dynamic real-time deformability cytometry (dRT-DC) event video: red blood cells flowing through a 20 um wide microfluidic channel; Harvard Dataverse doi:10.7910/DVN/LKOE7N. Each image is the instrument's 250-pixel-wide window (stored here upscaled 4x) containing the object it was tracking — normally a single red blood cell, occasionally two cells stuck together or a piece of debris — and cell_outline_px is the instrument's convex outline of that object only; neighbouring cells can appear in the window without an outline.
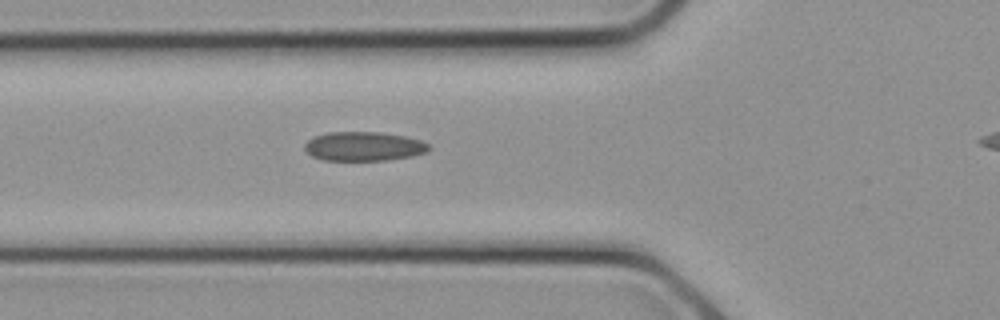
{"species": "common noctule bat (a hibernating species)", "species_latin": "Nyctalus noctula", "temperature_condition": "cold", "stored_images_in_passage": 2, "camera_frame_rate_fps": 3000, "um_per_image_px": 0.085, "animal": {"sex": "female", "body_mass_g": 21.9}, "frame": {"image": 1, "passage_image": 2, "time_ms": 0.333, "image_size_px": [1000, 320], "cell_outline_px": [[432, 148], [428, 152], [412, 156], [388, 160], [324, 160], [312, 156], [304, 148], [304, 144], [312, 136], [328, 132], [380, 132], [404, 136], [420, 140], [428, 144]], "centroid_in_image_um": [30.92, 12.43], "position_along_channel_um": 94.9, "area_um2": 21.21}}